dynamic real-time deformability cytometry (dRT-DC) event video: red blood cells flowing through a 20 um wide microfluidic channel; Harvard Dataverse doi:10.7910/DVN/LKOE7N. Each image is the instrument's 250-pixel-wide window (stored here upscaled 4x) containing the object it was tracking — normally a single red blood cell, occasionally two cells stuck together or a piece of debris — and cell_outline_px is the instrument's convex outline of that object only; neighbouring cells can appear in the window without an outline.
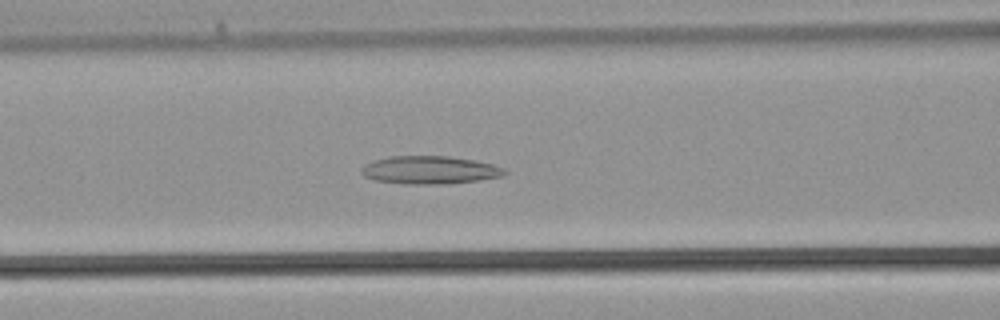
{"species": "common noctule bat (a hibernating species)", "species_latin": "Nyctalus noctula", "temperature_condition": "warm", "stored_images_in_passage": 38, "camera_frame_rate_fps": 3000, "um_per_image_px": 0.085, "animal": {"sex": "male", "body_mass_g": 21.5, "forearm_length_mm": 52.0}, "frame": {"image": 1, "passage_image": 15, "time_ms": 4.667, "image_size_px": [1000, 320], "cell_outline_px": [[508, 172], [504, 176], [480, 180], [448, 184], [404, 184], [376, 180], [364, 176], [360, 172], [364, 164], [372, 160], [388, 156], [448, 156], [472, 160], [492, 164], [504, 168]], "centroid_in_image_um": [36.52, 14.45], "position_along_channel_um": 130.1, "area_um2": 23.52}}
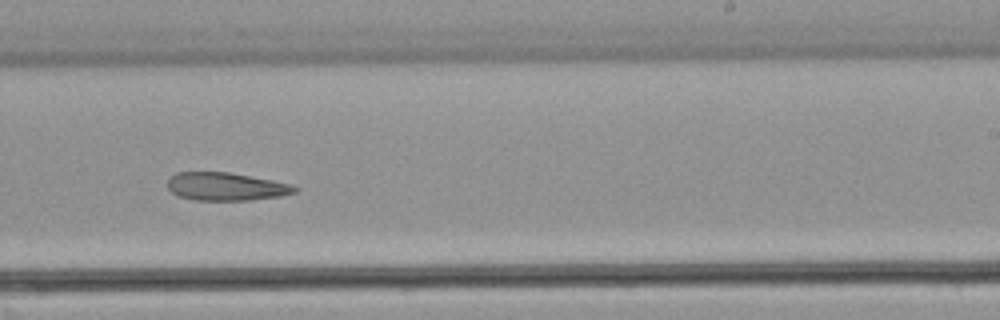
{"frame": {"image": 2, "passage_image": 23, "time_ms": 7.333, "image_size_px": [1000, 320], "cell_outline_px": [[300, 188], [296, 192], [280, 196], [252, 200], [196, 200], [180, 196], [172, 192], [168, 188], [168, 180], [176, 172], [228, 172], [272, 180], [292, 184]], "centroid_in_image_um": [19.24, 15.86], "position_along_channel_um": 269.8, "area_um2": 20.69}}
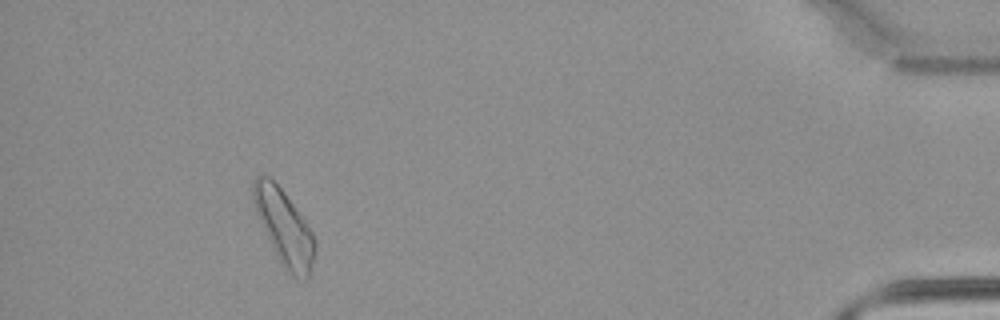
{"frame": {"image": 3, "passage_image": 35, "time_ms": 11.333, "image_size_px": [1000, 320], "cell_outline_px": [[316, 248], [312, 264], [308, 276], [304, 280], [288, 272], [280, 260], [256, 212], [252, 200], [252, 184], [256, 176], [268, 176], [284, 192], [296, 208], [312, 232], [316, 240]], "centroid_in_image_um": [24.16, 19.29], "position_along_channel_um": 411.0, "area_um2": 26.07}}